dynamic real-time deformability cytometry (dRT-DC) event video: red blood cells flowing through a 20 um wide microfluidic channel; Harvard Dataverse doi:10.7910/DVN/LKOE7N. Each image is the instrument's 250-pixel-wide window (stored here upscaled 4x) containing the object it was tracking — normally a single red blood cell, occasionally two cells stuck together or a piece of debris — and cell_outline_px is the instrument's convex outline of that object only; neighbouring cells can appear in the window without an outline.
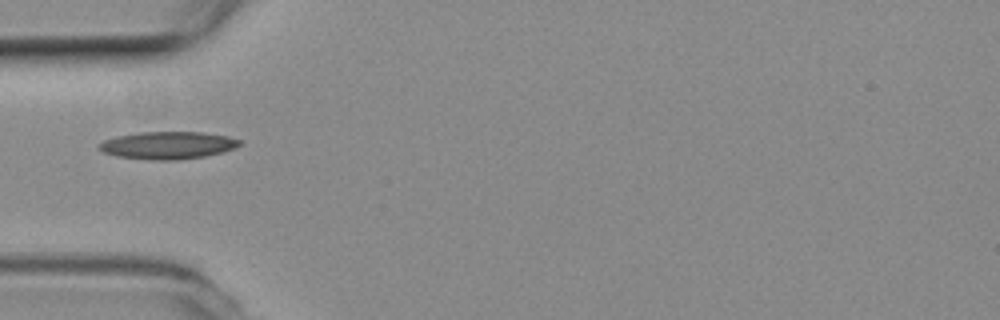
{"species": "common noctule bat (a hibernating species)", "species_latin": "Nyctalus noctula", "temperature_condition": "room temperature", "stored_images_in_passage": 3, "camera_frame_rate_fps": 3000, "um_per_image_px": 0.085, "animal": {"sex": "female", "body_mass_g": 19.3, "forearm_length_mm": 54.1}, "frame": {"image": 1, "passage_image": 1, "time_ms": 0.0, "image_size_px": [1000, 320], "cell_outline_px": [[240, 144], [232, 148], [220, 152], [204, 156], [176, 160], [148, 160], [116, 156], [104, 152], [96, 148], [96, 144], [104, 140], [116, 136], [140, 132], [204, 132], [228, 136], [240, 140]], "centroid_in_image_um": [14.18, 12.34], "position_along_channel_um": 70.8, "area_um2": 22.48}}
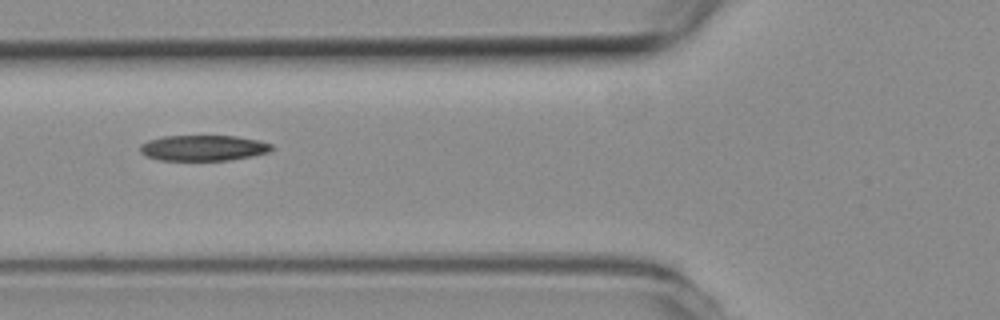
{"frame": {"image": 2, "passage_image": 2, "time_ms": 0.333, "image_size_px": [1000, 320], "cell_outline_px": [[272, 148], [268, 152], [252, 156], [228, 160], [160, 160], [148, 156], [140, 152], [140, 144], [148, 140], [164, 136], [236, 136], [260, 140], [272, 144]], "centroid_in_image_um": [17.28, 12.57], "position_along_channel_um": 108.5, "area_um2": 19.59}}
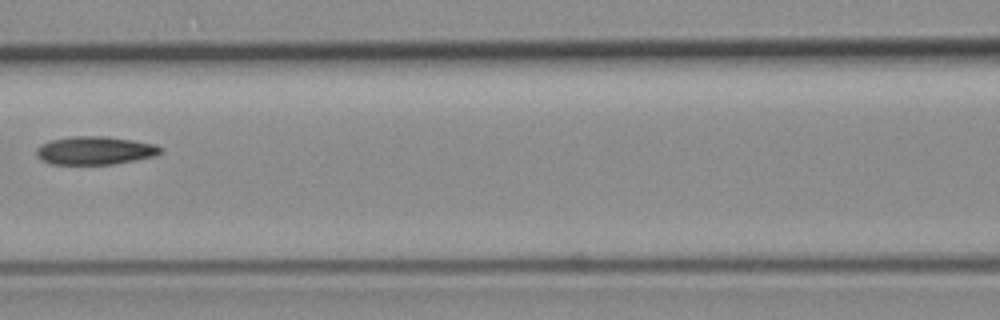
{"frame": {"image": 3, "passage_image": 3, "time_ms": 0.667, "image_size_px": [1000, 320], "cell_outline_px": [[160, 152], [156, 156], [112, 164], [52, 164], [40, 160], [36, 156], [36, 148], [40, 144], [52, 140], [72, 136], [104, 136], [132, 140], [156, 144], [160, 148]], "centroid_in_image_um": [8.02, 12.79], "position_along_channel_um": 158.6, "area_um2": 20.35}}